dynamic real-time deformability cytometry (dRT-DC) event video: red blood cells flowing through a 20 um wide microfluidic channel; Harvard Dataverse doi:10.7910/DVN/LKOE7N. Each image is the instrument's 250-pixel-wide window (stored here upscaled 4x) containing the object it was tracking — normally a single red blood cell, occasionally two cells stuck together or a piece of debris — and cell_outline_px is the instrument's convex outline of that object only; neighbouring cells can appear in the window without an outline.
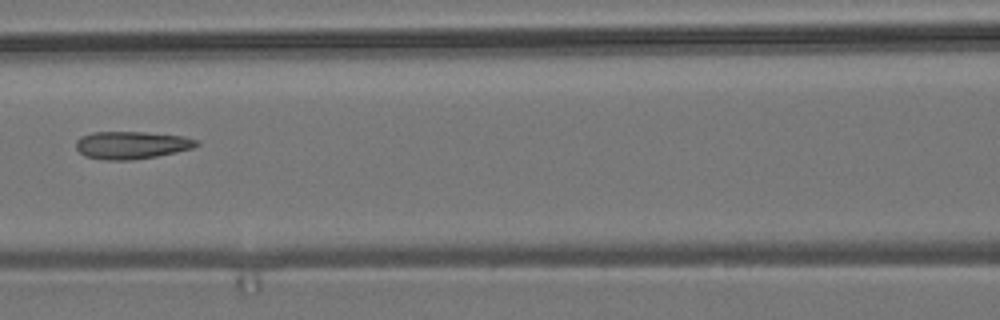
{"species": "common noctule bat (a hibernating species)", "species_latin": "Nyctalus noctula", "temperature_condition": "room temperature", "stored_images_in_passage": 5, "camera_frame_rate_fps": 3000, "um_per_image_px": 0.085, "animal": {"sex": "male", "body_mass_g": 19.2, "forearm_length_mm": 51.8}, "frame": {"image": 1, "passage_image": 5, "time_ms": 4.667, "image_size_px": [1000, 320], "cell_outline_px": [[200, 144], [192, 148], [176, 152], [156, 156], [132, 160], [104, 160], [84, 156], [76, 148], [76, 140], [80, 136], [92, 132], [144, 132], [184, 136], [196, 140]], "centroid_in_image_um": [11.15, 12.33], "position_along_channel_um": 155.5, "area_um2": 19.42}}